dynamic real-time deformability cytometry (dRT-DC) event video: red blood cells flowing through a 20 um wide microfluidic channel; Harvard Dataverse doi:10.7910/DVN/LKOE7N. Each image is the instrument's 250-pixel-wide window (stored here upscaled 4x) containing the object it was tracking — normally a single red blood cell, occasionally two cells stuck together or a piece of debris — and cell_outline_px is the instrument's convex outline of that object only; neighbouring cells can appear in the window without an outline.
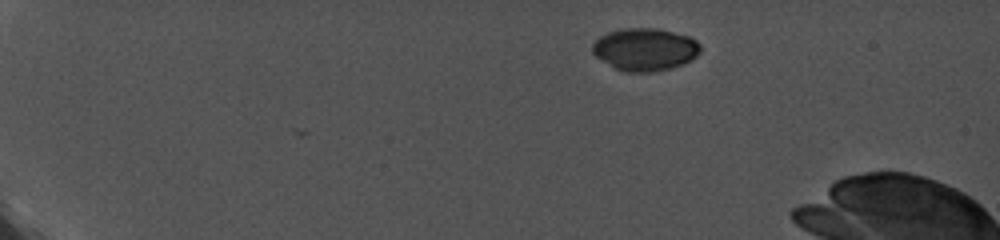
{"species": "common noctule bat (a hibernating species)", "species_latin": "Nyctalus noctula", "temperature_condition": "cold", "stored_images_in_passage": 2, "camera_frame_rate_fps": 5000, "um_per_image_px": 0.085, "animal": {"sex": "female", "body_mass_g": 19.0, "forearm_length_mm": 56.7}, "frame": {"image": 1, "passage_image": 1, "time_ms": 0.0, "image_size_px": [1000, 240], "cell_outline_px": [[700, 52], [692, 60], [684, 64], [652, 72], [624, 72], [616, 68], [596, 56], [592, 52], [592, 44], [600, 36], [608, 32], [624, 28], [660, 28], [688, 36], [696, 40], [700, 44]], "centroid_in_image_um": [54.84, 4.19], "position_along_channel_um": 30.2, "area_um2": 26.76}}